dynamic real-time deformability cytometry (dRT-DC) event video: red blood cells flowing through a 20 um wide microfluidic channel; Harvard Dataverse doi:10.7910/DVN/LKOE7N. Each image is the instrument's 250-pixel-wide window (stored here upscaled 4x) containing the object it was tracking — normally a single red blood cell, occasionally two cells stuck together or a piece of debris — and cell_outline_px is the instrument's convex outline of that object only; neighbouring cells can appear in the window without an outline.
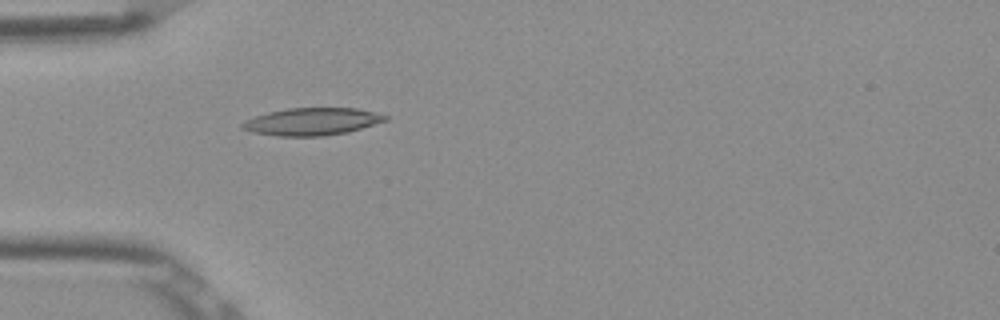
{"species": "Egyptian fruit bat (a non-hibernating species)", "species_latin": "Rousettus aegyptiacus", "temperature_condition": "room temperature", "stored_images_in_passage": 5, "camera_frame_rate_fps": 3000, "um_per_image_px": 0.085, "frame": {"image": 1, "passage_image": 5, "time_ms": 1.333, "image_size_px": [1000, 320], "cell_outline_px": [[388, 120], [348, 132], [324, 136], [276, 136], [252, 132], [240, 128], [240, 124], [244, 120], [268, 112], [288, 108], [356, 108], [376, 112], [388, 116]], "centroid_in_image_um": [26.5, 10.33], "position_along_channel_um": 58.5, "area_um2": 22.95}}